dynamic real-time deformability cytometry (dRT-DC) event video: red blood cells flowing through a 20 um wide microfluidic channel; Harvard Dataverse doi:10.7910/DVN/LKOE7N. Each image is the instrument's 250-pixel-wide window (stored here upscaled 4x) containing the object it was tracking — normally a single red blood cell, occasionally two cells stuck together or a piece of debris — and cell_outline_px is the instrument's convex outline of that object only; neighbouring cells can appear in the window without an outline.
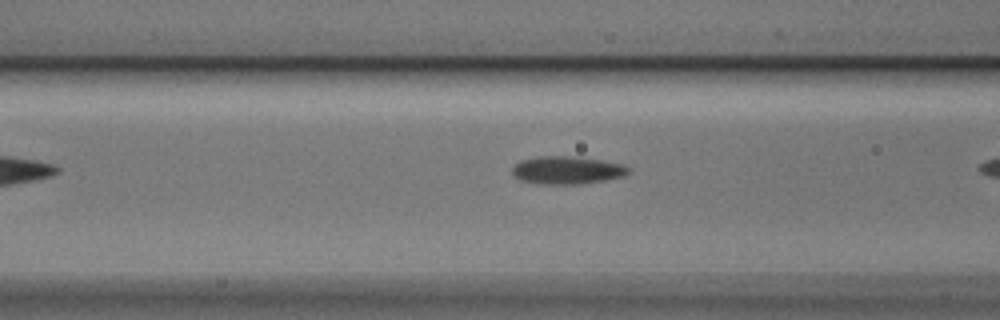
{"species": "Egyptian fruit bat (a non-hibernating species)", "species_latin": "Rousettus aegyptiacus", "temperature_condition": "cold", "stored_images_in_passage": 7, "camera_frame_rate_fps": 3000, "um_per_image_px": 0.085, "animal": {"sex": "male"}, "frame": {"image": 1, "passage_image": 5, "time_ms": 1.333, "image_size_px": [1000, 320], "cell_outline_px": [[632, 168], [624, 176], [604, 180], [576, 184], [536, 184], [520, 180], [512, 172], [512, 168], [520, 160], [540, 156], [572, 156], [600, 160], [624, 164]], "centroid_in_image_um": [48.2, 14.46], "position_along_channel_um": 118.4, "area_um2": 18.84}}